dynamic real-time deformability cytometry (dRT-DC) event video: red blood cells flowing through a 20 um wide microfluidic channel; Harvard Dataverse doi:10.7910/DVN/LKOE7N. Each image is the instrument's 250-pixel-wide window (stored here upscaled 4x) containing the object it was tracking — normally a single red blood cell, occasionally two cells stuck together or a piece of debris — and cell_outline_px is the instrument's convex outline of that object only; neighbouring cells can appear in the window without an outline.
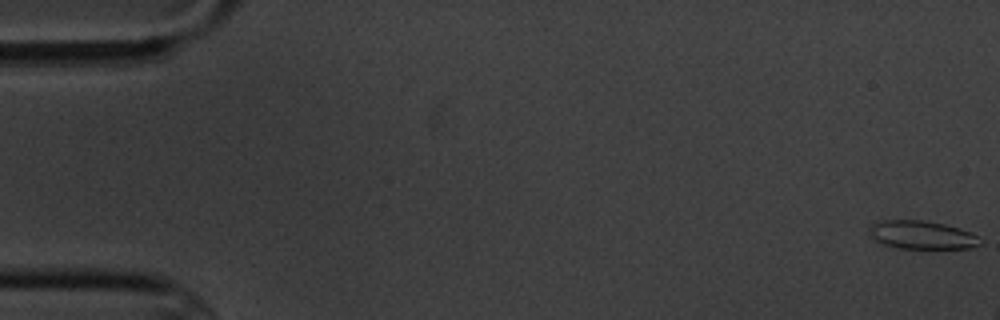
{"species": "common noctule bat (a hibernating species)", "species_latin": "Nyctalus noctula", "temperature_condition": "cold", "stored_images_in_passage": 5, "camera_frame_rate_fps": 3000, "um_per_image_px": 0.085, "animal": {"sex": "male", "body_mass_g": 20.1, "forearm_length_mm": 53.5}, "frame": {"image": 1, "passage_image": 1, "time_ms": 0.0, "image_size_px": [1000, 320], "cell_outline_px": [[984, 244], [972, 248], [896, 248], [884, 244], [876, 240], [872, 236], [868, 228], [872, 224], [880, 220], [924, 220], [944, 224], [960, 228], [980, 236], [984, 240]], "centroid_in_image_um": [78.44, 19.97], "position_along_channel_um": 6.6, "area_um2": 18.5}}